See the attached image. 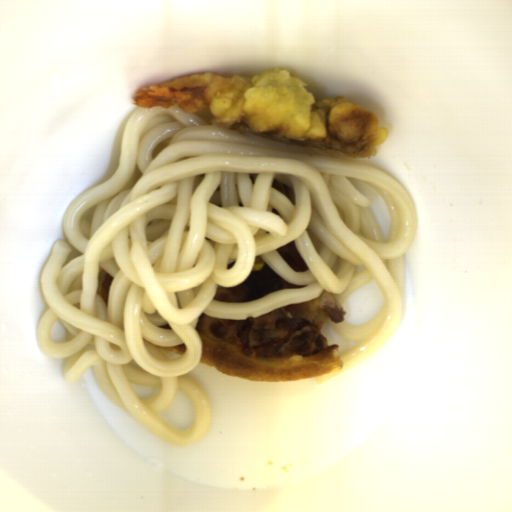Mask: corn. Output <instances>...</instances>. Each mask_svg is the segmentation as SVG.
<instances>
[{"label": "corn", "instance_id": "1", "mask_svg": "<svg viewBox=\"0 0 512 512\" xmlns=\"http://www.w3.org/2000/svg\"><path fill=\"white\" fill-rule=\"evenodd\" d=\"M264 262L265 261L263 260V258L261 256L255 257L254 265H253L251 271L260 272Z\"/></svg>", "mask_w": 512, "mask_h": 512}]
</instances>
